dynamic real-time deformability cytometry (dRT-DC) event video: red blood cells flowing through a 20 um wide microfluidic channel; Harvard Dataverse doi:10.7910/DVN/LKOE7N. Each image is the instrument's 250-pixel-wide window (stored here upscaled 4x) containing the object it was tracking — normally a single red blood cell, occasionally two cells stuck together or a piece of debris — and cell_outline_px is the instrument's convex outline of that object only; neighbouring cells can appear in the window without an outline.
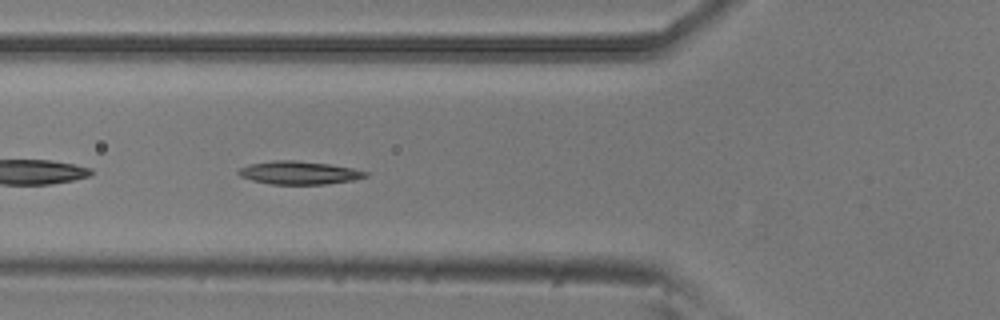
{"species": "common noctule bat (a hibernating species)", "species_latin": "Nyctalus noctula", "temperature_condition": "room temperature", "stored_images_in_passage": 21, "camera_frame_rate_fps": 3000, "um_per_image_px": 0.085, "animal": {"sex": "male", "body_mass_g": 20.5, "forearm_length_mm": 52.5}, "frame": {"image": 1, "passage_image": 8, "time_ms": 2.333, "image_size_px": [1000, 320], "cell_outline_px": [[368, 176], [352, 180], [328, 184], [272, 184], [252, 180], [240, 176], [236, 172], [240, 168], [248, 164], [272, 160], [292, 160], [328, 164], [352, 168], [368, 172]], "centroid_in_image_um": [25.39, 14.68], "position_along_channel_um": 100.4, "area_um2": 17.05}}
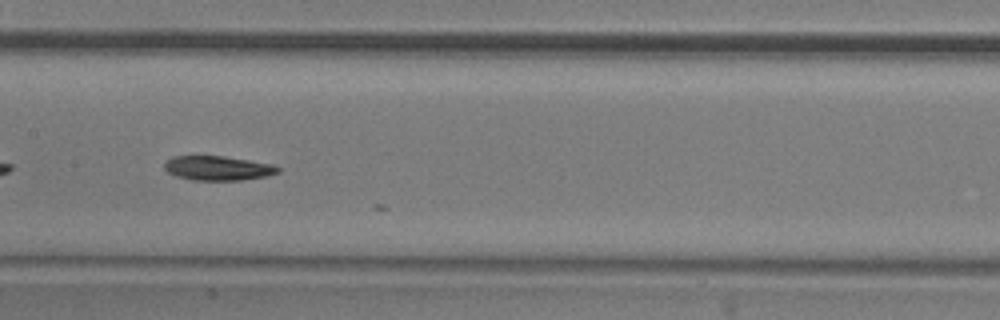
{"frame": {"image": 2, "passage_image": 15, "time_ms": 4.667, "image_size_px": [1000, 320], "cell_outline_px": [[280, 172], [268, 176], [240, 180], [192, 180], [176, 176], [168, 172], [164, 168], [164, 164], [172, 156], [224, 156], [272, 164], [280, 168]], "centroid_in_image_um": [18.53, 14.29], "position_along_channel_um": 188.9, "area_um2": 16.13}}
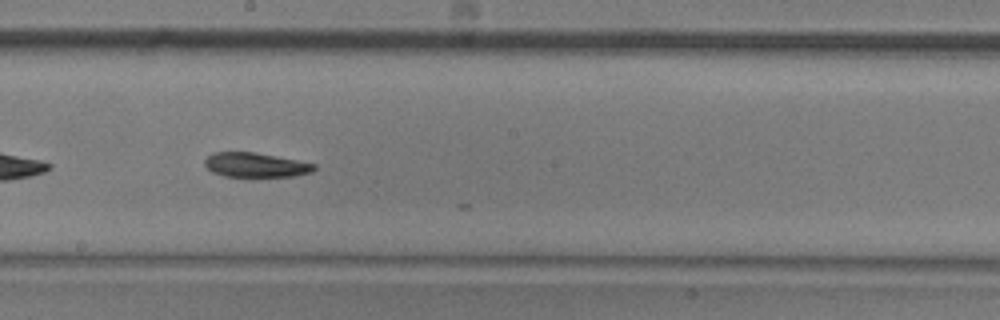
{"frame": {"image": 3, "passage_image": 18, "time_ms": 5.667, "image_size_px": [1000, 320], "cell_outline_px": [[316, 168], [312, 172], [292, 176], [224, 176], [212, 172], [204, 164], [204, 160], [212, 152], [252, 152], [296, 160], [316, 164]], "centroid_in_image_um": [21.7, 14.02], "position_along_channel_um": 226.5, "area_um2": 15.37}}